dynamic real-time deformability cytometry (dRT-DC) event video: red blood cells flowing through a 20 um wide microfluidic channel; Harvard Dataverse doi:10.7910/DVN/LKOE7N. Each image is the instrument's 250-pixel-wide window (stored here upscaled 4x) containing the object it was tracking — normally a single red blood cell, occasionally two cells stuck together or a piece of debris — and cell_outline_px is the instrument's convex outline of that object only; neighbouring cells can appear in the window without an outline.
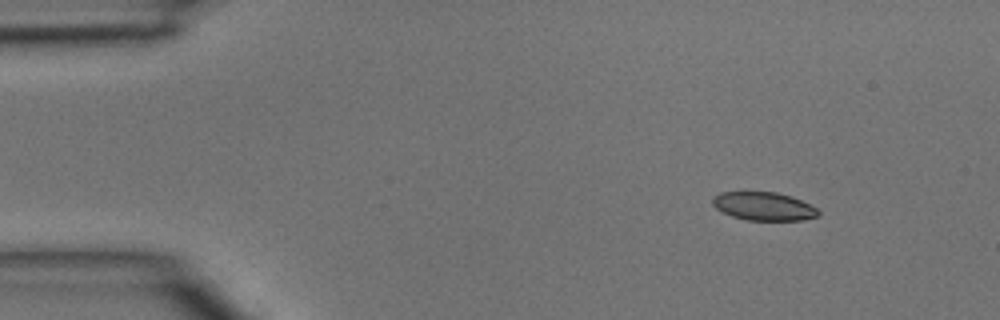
{"species": "common noctule bat (a hibernating species)", "species_latin": "Nyctalus noctula", "temperature_condition": "room temperature", "stored_images_in_passage": 3, "camera_frame_rate_fps": 3000, "um_per_image_px": 0.085, "animal": {"sex": "male", "body_mass_g": 15.6}, "frame": {"image": 1, "passage_image": 1, "time_ms": 0.0, "image_size_px": [1000, 320], "cell_outline_px": [[820, 216], [804, 220], [748, 220], [732, 216], [716, 208], [712, 204], [712, 196], [720, 192], [776, 192], [792, 196], [816, 208], [820, 212]], "centroid_in_image_um": [64.92, 17.53], "position_along_channel_um": 20.1, "area_um2": 17.46}}
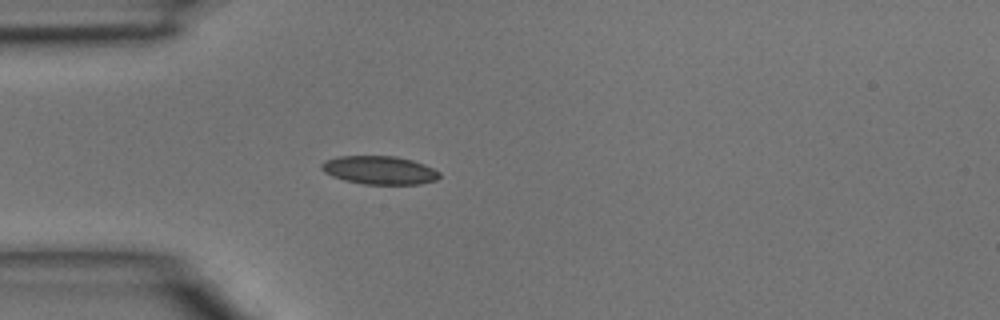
{"frame": {"image": 2, "passage_image": 3, "time_ms": 0.667, "image_size_px": [1000, 320], "cell_outline_px": [[440, 176], [436, 180], [420, 184], [364, 184], [344, 180], [332, 176], [324, 172], [320, 168], [320, 164], [324, 160], [336, 156], [396, 156], [412, 160], [424, 164], [440, 172]], "centroid_in_image_um": [32.22, 14.46], "position_along_channel_um": 52.8, "area_um2": 19.59}}